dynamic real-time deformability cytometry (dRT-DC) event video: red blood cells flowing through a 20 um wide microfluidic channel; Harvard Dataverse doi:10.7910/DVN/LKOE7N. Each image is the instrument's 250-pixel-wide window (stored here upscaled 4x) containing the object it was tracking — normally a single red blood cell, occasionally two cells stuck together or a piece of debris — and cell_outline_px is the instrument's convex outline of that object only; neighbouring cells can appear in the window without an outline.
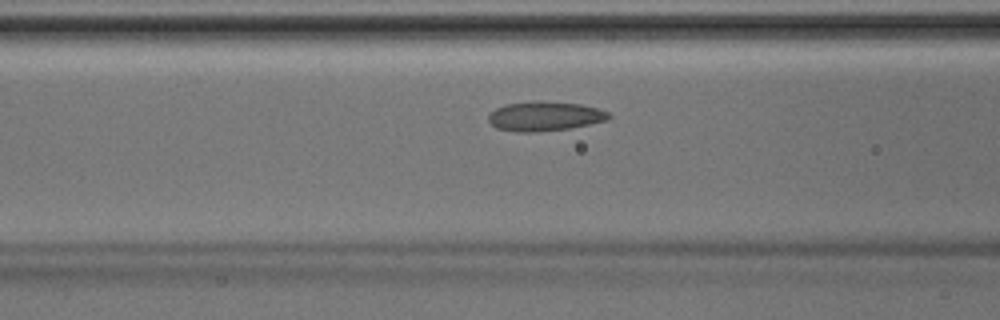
{"species": "Egyptian fruit bat (a non-hibernating species)", "species_latin": "Rousettus aegyptiacus", "temperature_condition": "room temperature", "stored_images_in_passage": 34, "camera_frame_rate_fps": 3000, "um_per_image_px": 0.085, "animal": {"sex": "male"}, "frame": {"image": 1, "passage_image": 12, "time_ms": 3.667, "image_size_px": [1000, 320], "cell_outline_px": [[612, 116], [608, 120], [568, 128], [536, 132], [512, 132], [496, 128], [488, 120], [488, 112], [504, 104], [580, 104], [600, 108], [608, 112]], "centroid_in_image_um": [46.29, 9.93], "position_along_channel_um": 120.3, "area_um2": 19.83}}
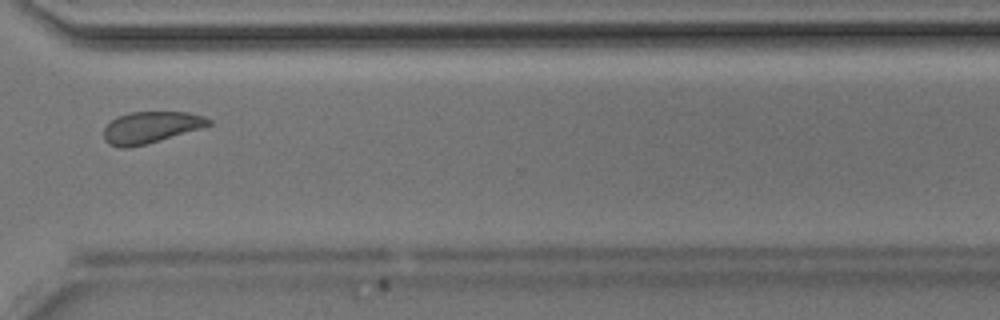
{"frame": {"image": 2, "passage_image": 28, "time_ms": 9.0, "image_size_px": [1000, 320], "cell_outline_px": [[212, 124], [200, 128], [144, 144], [128, 148], [120, 148], [108, 144], [104, 140], [104, 128], [116, 116], [128, 112], [188, 112], [204, 116], [212, 120]], "centroid_in_image_um": [12.78, 10.81], "position_along_channel_um": 357.8, "area_um2": 19.13}}
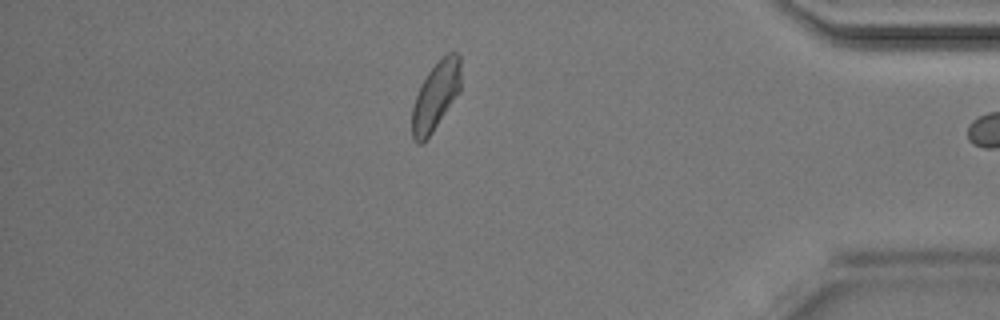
{"frame": {"image": 3, "passage_image": 33, "time_ms": 10.667, "image_size_px": [1000, 320], "cell_outline_px": [[460, 92], [432, 132], [420, 144], [416, 144], [412, 136], [412, 108], [416, 96], [428, 72], [448, 52], [456, 52], [460, 56]], "centroid_in_image_um": [37.04, 8.17], "position_along_channel_um": 398.2, "area_um2": 19.07}}